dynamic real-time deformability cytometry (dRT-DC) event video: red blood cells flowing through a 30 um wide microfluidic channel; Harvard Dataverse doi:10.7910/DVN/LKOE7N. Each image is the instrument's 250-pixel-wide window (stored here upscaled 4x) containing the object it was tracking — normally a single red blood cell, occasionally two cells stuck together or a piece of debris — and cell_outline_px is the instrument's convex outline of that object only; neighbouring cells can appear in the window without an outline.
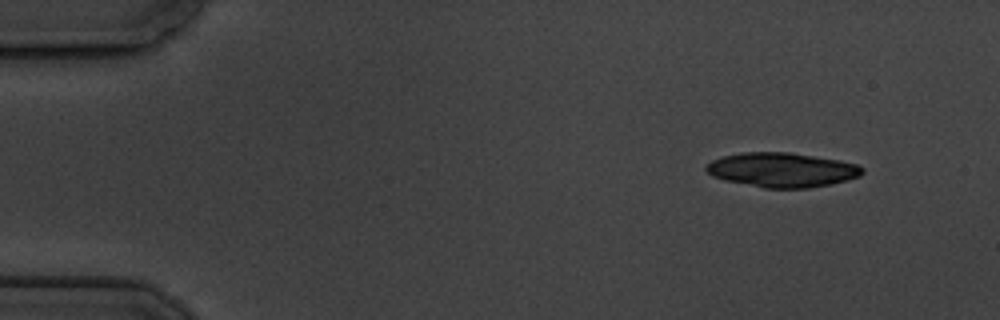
{"species": "common noctule bat (a hibernating species)", "species_latin": "Nyctalus noctula", "temperature_condition": "cold", "stored_images_in_passage": 4, "camera_frame_rate_fps": 3000, "um_per_image_px": 0.085, "animal": {"sex": "male", "body_mass_g": 19.5, "forearm_length_mm": 54.6}, "frame": {"image": 1, "passage_image": 1, "time_ms": 0.0, "image_size_px": [1000, 320], "cell_outline_px": [[864, 172], [860, 176], [848, 180], [832, 184], [808, 188], [764, 188], [724, 180], [712, 176], [704, 168], [712, 160], [724, 156], [744, 152], [792, 152], [840, 160], [856, 164], [864, 168]], "centroid_in_image_um": [66.5, 14.44], "position_along_channel_um": 18.5, "area_um2": 31.5}}